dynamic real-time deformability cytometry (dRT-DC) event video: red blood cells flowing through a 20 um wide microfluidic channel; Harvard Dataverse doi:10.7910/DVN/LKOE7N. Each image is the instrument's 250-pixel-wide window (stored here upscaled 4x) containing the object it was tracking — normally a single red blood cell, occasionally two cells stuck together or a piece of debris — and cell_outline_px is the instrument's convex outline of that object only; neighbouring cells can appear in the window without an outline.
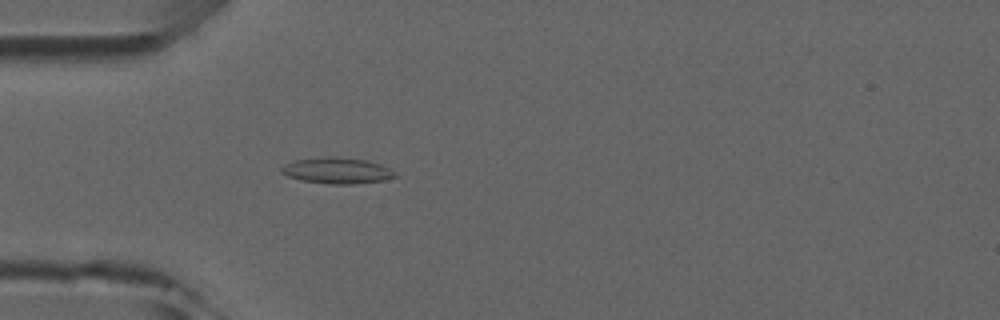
{"species": "common noctule bat (a hibernating species)", "species_latin": "Nyctalus noctula", "temperature_condition": "room temperature", "stored_images_in_passage": 3, "camera_frame_rate_fps": 3000, "um_per_image_px": 0.085, "animal": {"sex": "male", "forearm_length_mm": 52.5}, "frame": {"image": 1, "passage_image": 3, "time_ms": 2.333, "image_size_px": [1000, 320], "cell_outline_px": [[396, 176], [384, 180], [352, 184], [328, 184], [300, 180], [288, 176], [280, 172], [280, 168], [284, 164], [296, 160], [328, 156], [336, 156], [364, 160], [380, 164], [396, 172]], "centroid_in_image_um": [28.62, 14.5], "position_along_channel_um": 56.4, "area_um2": 17.22}}